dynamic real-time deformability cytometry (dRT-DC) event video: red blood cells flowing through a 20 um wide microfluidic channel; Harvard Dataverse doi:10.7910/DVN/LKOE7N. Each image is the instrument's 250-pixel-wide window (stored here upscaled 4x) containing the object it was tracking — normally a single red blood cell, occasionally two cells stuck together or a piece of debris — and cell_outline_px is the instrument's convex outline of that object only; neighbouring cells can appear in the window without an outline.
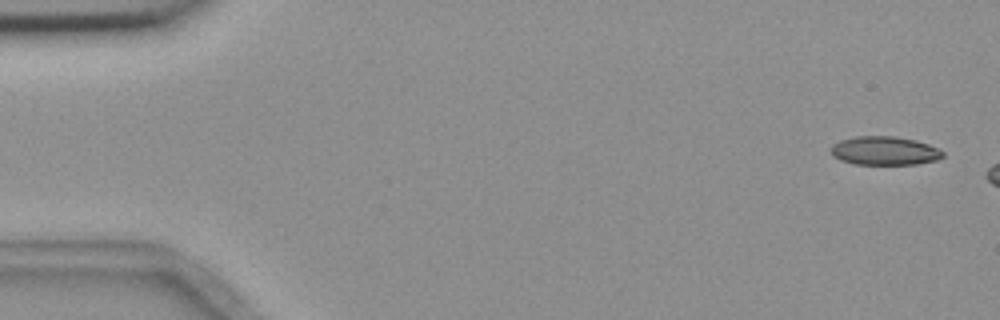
{"species": "common noctule bat (a hibernating species)", "species_latin": "Nyctalus noctula", "temperature_condition": "room temperature", "stored_images_in_passage": 4, "camera_frame_rate_fps": 3000, "um_per_image_px": 0.085, "animal": {"sex": "female", "body_mass_g": 18.4}, "frame": {"image": 1, "passage_image": 1, "time_ms": 0.0, "image_size_px": [1000, 320], "cell_outline_px": [[944, 156], [936, 160], [916, 164], [856, 164], [840, 160], [832, 156], [832, 144], [840, 140], [856, 136], [896, 136], [916, 140], [940, 148], [944, 152]], "centroid_in_image_um": [75.21, 12.81], "position_along_channel_um": 9.8, "area_um2": 18.79}}